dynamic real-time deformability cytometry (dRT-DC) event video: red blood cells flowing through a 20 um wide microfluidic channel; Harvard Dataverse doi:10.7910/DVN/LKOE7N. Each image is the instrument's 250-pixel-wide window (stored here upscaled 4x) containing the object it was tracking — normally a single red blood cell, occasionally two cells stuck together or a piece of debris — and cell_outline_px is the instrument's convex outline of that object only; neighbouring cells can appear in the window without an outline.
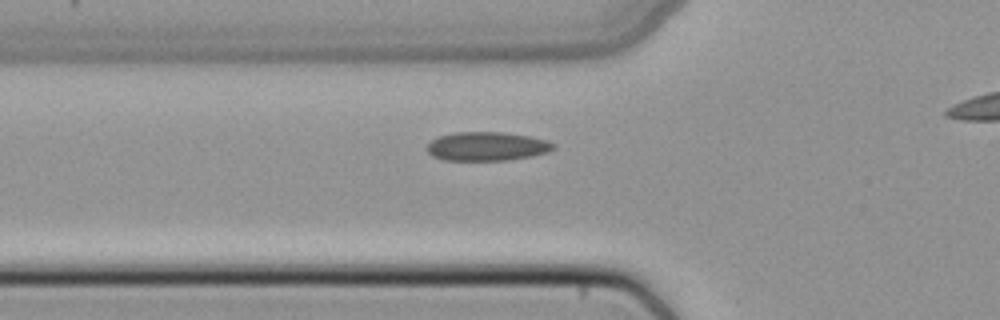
{"species": "common noctule bat (a hibernating species)", "species_latin": "Nyctalus noctula", "temperature_condition": "cold", "stored_images_in_passage": 39, "camera_frame_rate_fps": 3000, "um_per_image_px": 0.085, "animal": {"sex": "female", "body_mass_g": 22.7, "forearm_length_mm": 54.2}, "frame": {"image": 1, "passage_image": 13, "time_ms": 4.0, "image_size_px": [1000, 320], "cell_outline_px": [[556, 148], [548, 152], [532, 156], [508, 160], [444, 160], [432, 156], [428, 152], [428, 144], [432, 140], [440, 136], [456, 132], [500, 132], [528, 136], [548, 140], [556, 144]], "centroid_in_image_um": [41.43, 12.44], "position_along_channel_um": 84.4, "area_um2": 21.21}}
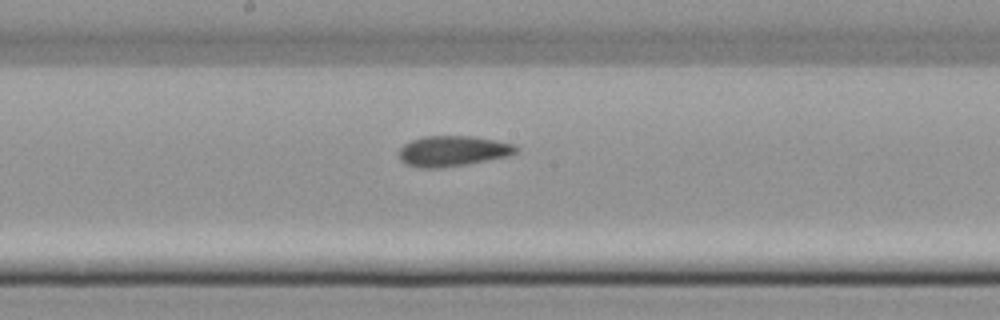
{"frame": {"image": 2, "passage_image": 22, "time_ms": 7.0, "image_size_px": [1000, 320], "cell_outline_px": [[520, 152], [508, 156], [468, 164], [444, 168], [420, 168], [404, 164], [400, 160], [396, 152], [404, 144], [412, 140], [424, 136], [472, 136], [496, 140], [512, 144], [520, 148]], "centroid_in_image_um": [38.47, 12.85], "position_along_channel_um": 209.7, "area_um2": 21.21}}
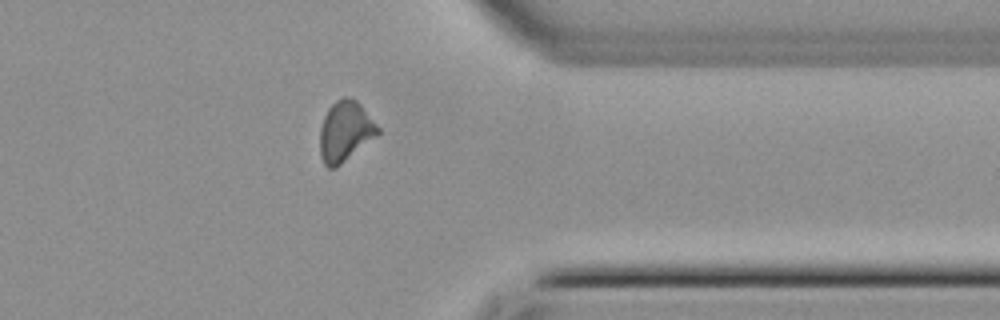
{"frame": {"image": 3, "passage_image": 35, "time_ms": 11.333, "image_size_px": [1000, 320], "cell_outline_px": [[380, 132], [376, 136], [336, 168], [328, 168], [324, 164], [320, 156], [320, 128], [324, 116], [328, 108], [336, 100], [344, 96], [352, 96], [360, 104], [380, 128]], "centroid_in_image_um": [29.33, 11.15], "position_along_channel_um": 382.1, "area_um2": 20.4}}